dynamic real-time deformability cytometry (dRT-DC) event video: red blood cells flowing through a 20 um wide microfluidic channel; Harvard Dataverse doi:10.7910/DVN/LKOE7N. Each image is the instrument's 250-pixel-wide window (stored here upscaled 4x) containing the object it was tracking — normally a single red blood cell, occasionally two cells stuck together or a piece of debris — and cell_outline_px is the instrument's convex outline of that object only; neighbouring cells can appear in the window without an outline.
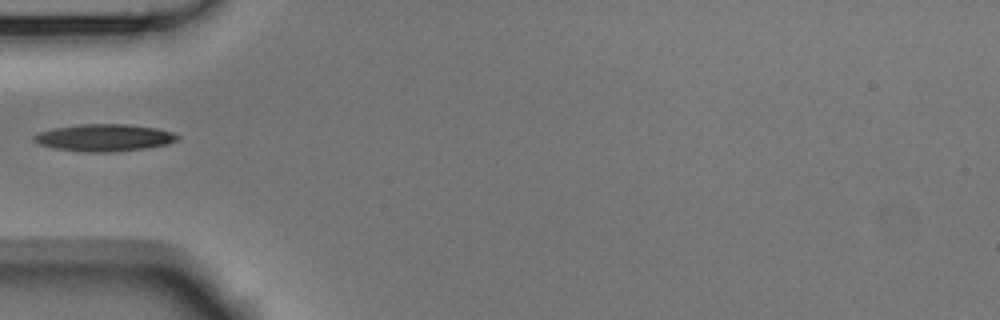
{"species": "Egyptian fruit bat (a non-hibernating species)", "species_latin": "Rousettus aegyptiacus", "temperature_condition": "room temperature", "stored_images_in_passage": 2, "camera_frame_rate_fps": 3000, "um_per_image_px": 0.085, "animal": {"sex": "male"}, "frame": {"image": 1, "passage_image": 1, "time_ms": 0.0, "image_size_px": [1000, 320], "cell_outline_px": [[180, 136], [176, 140], [168, 144], [144, 148], [116, 152], [80, 152], [56, 148], [40, 144], [32, 140], [32, 136], [40, 132], [56, 128], [84, 124], [128, 124], [156, 128], [172, 132]], "centroid_in_image_um": [8.87, 11.71], "position_along_channel_um": 76.1, "area_um2": 22.54}}
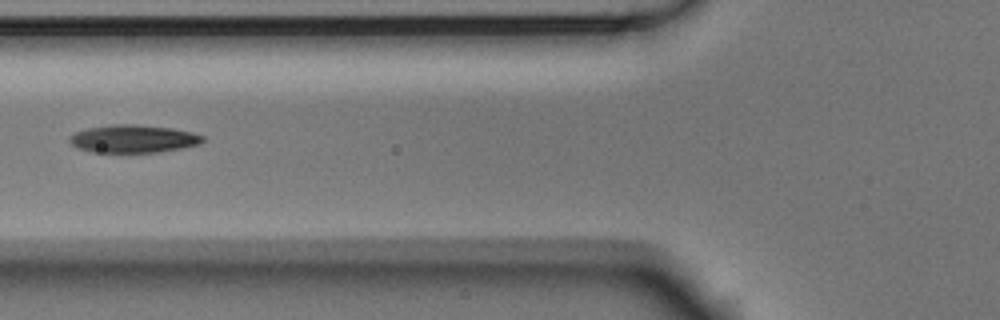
{"frame": {"image": 2, "passage_image": 2, "time_ms": 0.333, "image_size_px": [1000, 320], "cell_outline_px": [[204, 140], [200, 144], [180, 148], [156, 152], [92, 152], [76, 148], [68, 140], [68, 136], [76, 132], [88, 128], [112, 124], [136, 124], [172, 128], [192, 132], [204, 136]], "centroid_in_image_um": [11.31, 11.79], "position_along_channel_um": 114.5, "area_um2": 21.62}}